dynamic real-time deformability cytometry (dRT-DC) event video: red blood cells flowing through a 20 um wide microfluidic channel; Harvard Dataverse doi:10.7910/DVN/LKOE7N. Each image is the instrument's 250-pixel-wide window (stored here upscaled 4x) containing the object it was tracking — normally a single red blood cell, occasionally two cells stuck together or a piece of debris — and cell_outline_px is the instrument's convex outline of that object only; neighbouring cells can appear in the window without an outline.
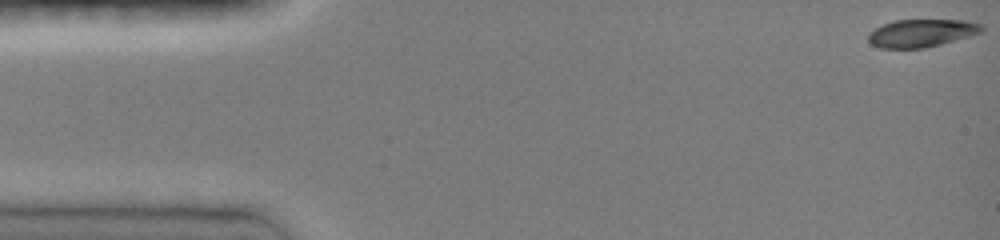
{"species": "common noctule bat (a hibernating species)", "species_latin": "Nyctalus noctula", "temperature_condition": "room temperature", "stored_images_in_passage": 45, "camera_frame_rate_fps": 3000, "um_per_image_px": 0.085, "animal": {"sex": "female", "body_mass_g": 19.0, "forearm_length_mm": 51.5}, "frame": {"image": 1, "passage_image": 1, "time_ms": 0.0, "image_size_px": [1000, 240], "cell_outline_px": [[984, 28], [980, 32], [968, 36], [940, 44], [924, 48], [880, 48], [872, 44], [868, 40], [868, 32], [884, 24], [896, 20], [964, 20], [980, 24]], "centroid_in_image_um": [78.29, 2.81], "position_along_channel_um": 6.7, "area_um2": 18.09}}
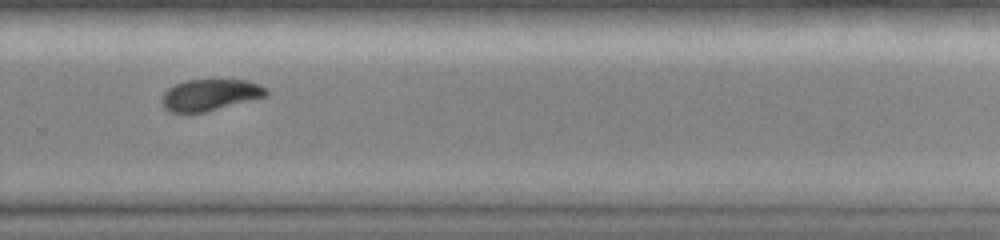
{"frame": {"image": 2, "passage_image": 33, "time_ms": 10.667, "image_size_px": [1000, 240], "cell_outline_px": [[268, 96], [204, 112], [168, 112], [164, 108], [160, 100], [164, 92], [168, 88], [176, 84], [188, 80], [244, 80], [256, 84], [264, 88], [268, 92]], "centroid_in_image_um": [17.81, 8.07], "position_along_channel_um": 312.0, "area_um2": 18.9}}
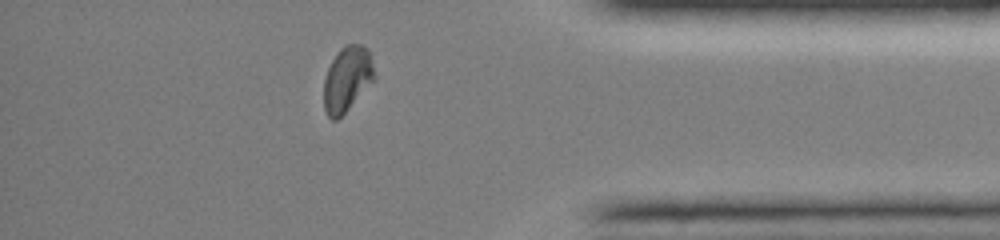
{"frame": {"image": 3, "passage_image": 41, "time_ms": 13.333, "image_size_px": [1000, 240], "cell_outline_px": [[376, 76], [348, 108], [336, 120], [332, 120], [328, 116], [324, 108], [324, 80], [328, 68], [332, 60], [340, 48], [348, 44], [364, 44], [368, 48]], "centroid_in_image_um": [29.5, 6.67], "position_along_channel_um": 405.7, "area_um2": 18.84}, "authors_computed_cell_mechanics": {"area_um2": 19.4786, "velocity_mm_per_s": 4.0245, "shape_relaxation_time_tau1_ms": 3.979, "shape_relaxation_time_tau2_ms": null, "deformation_change_tau1": 0.1403, "deformation_change_tau2": null}}